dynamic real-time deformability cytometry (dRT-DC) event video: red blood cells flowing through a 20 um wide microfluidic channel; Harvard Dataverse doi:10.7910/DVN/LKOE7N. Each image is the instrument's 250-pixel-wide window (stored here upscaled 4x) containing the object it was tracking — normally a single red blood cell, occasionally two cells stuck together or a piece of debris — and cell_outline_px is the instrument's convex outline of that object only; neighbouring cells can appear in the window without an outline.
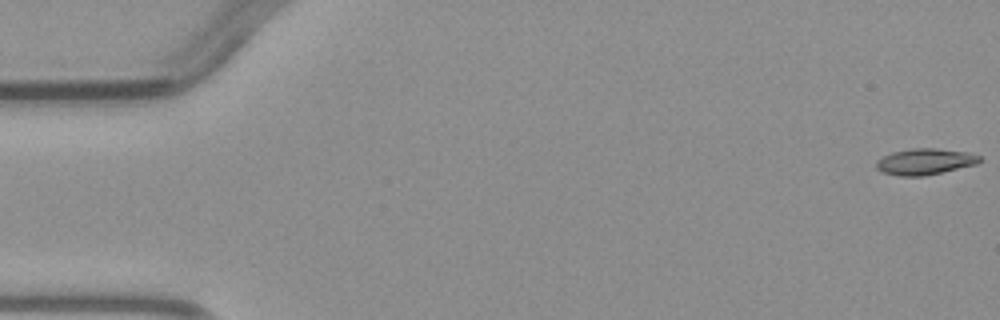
{"species": "common noctule bat (a hibernating species)", "species_latin": "Nyctalus noctula", "temperature_condition": "warm", "stored_images_in_passage": 5, "camera_frame_rate_fps": 3000, "um_per_image_px": 0.085, "animal": {"sex": "male", "body_mass_g": 23.1, "forearm_length_mm": 52.7}, "frame": {"image": 1, "passage_image": 1, "time_ms": 0.0, "image_size_px": [1000, 320], "cell_outline_px": [[980, 160], [976, 164], [924, 176], [900, 176], [884, 172], [876, 168], [876, 160], [892, 152], [912, 148], [936, 148], [968, 152], [980, 156]], "centroid_in_image_um": [78.6, 13.73], "position_along_channel_um": 6.4, "area_um2": 15.61}}